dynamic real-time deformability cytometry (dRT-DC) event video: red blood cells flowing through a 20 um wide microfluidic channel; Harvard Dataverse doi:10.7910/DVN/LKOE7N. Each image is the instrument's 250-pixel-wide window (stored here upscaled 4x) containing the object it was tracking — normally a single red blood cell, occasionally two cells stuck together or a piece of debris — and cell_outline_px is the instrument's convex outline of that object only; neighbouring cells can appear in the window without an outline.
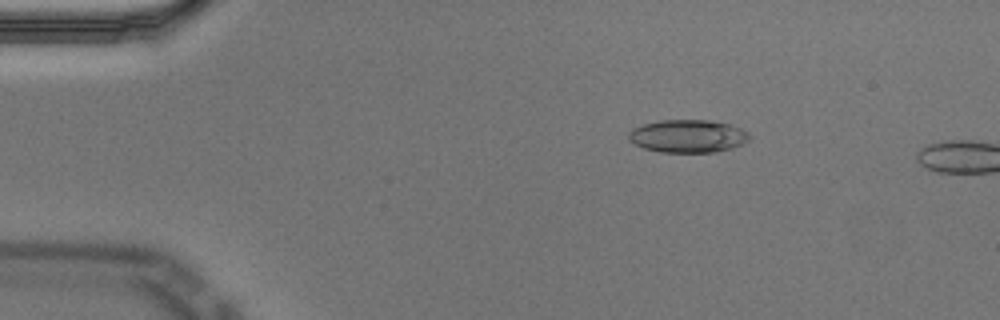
{"species": "Egyptian fruit bat (a non-hibernating species)", "species_latin": "Rousettus aegyptiacus", "temperature_condition": "cold", "stored_images_in_passage": 53, "segment_of_instrument_passage": [1, 2], "camera_frame_rate_fps": 3000, "um_per_image_px": 0.085, "animal": {"sex": "male"}, "frame": {"image": 1, "passage_image": 8, "time_ms": 2.333, "image_size_px": [1000, 320], "cell_outline_px": [[752, 136], [744, 144], [732, 148], [716, 152], [660, 152], [644, 148], [628, 140], [628, 132], [632, 128], [644, 124], [660, 120], [708, 120], [728, 124], [740, 128], [748, 132]], "centroid_in_image_um": [58.48, 11.57], "position_along_channel_um": 26.5, "area_um2": 23.24}}
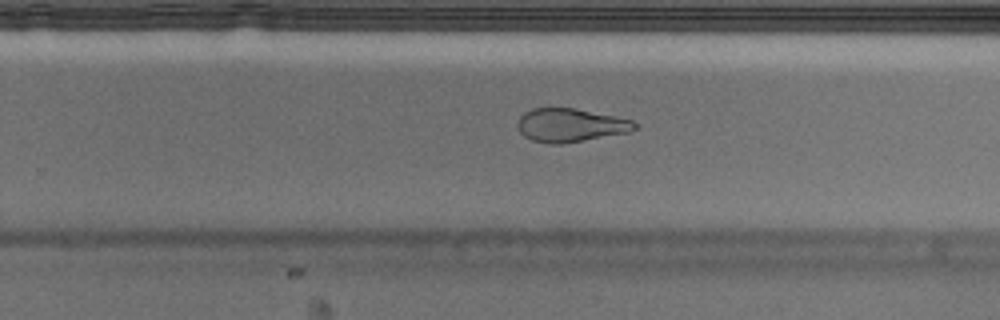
{"frame": {"image": 2, "passage_image": 35, "time_ms": 11.333, "image_size_px": [1000, 320], "cell_outline_px": [[640, 124], [636, 128], [628, 132], [560, 144], [552, 144], [532, 140], [524, 136], [520, 132], [516, 124], [520, 116], [524, 112], [532, 108], [576, 108], [632, 120]], "centroid_in_image_um": [48.46, 10.63], "position_along_channel_um": 281.3, "area_um2": 22.72}}
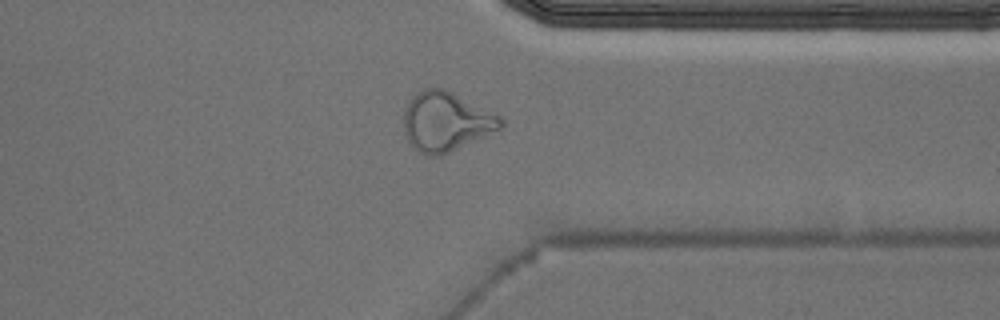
{"frame": {"image": 3, "passage_image": 43, "time_ms": 14.0, "image_size_px": [1000, 320], "cell_outline_px": [[504, 128], [440, 156], [424, 156], [408, 140], [404, 132], [404, 108], [408, 100], [416, 92], [424, 88], [444, 88], [500, 116], [504, 120]], "centroid_in_image_um": [37.91, 10.33], "position_along_channel_um": 373.5, "area_um2": 33.58}}